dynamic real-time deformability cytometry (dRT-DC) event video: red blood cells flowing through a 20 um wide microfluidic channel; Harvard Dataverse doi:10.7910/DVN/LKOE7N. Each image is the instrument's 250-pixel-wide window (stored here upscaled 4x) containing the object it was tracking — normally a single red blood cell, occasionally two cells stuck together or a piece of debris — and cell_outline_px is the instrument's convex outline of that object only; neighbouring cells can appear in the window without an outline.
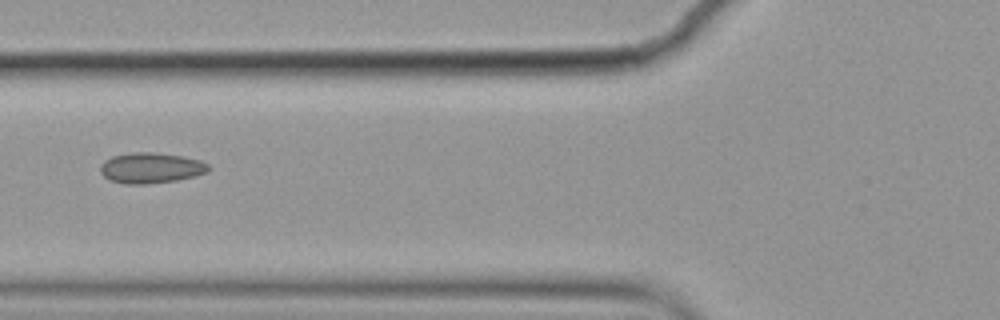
{"species": "common noctule bat (a hibernating species)", "species_latin": "Nyctalus noctula", "temperature_condition": "cold", "stored_images_in_passage": 6, "camera_frame_rate_fps": 3000, "um_per_image_px": 0.085, "animal": {"sex": "female", "body_mass_g": 19.9}, "frame": {"image": 1, "passage_image": 2, "time_ms": 0.333, "image_size_px": [1000, 320], "cell_outline_px": [[212, 168], [208, 172], [196, 176], [176, 180], [148, 184], [124, 184], [108, 180], [100, 172], [100, 164], [104, 160], [112, 156], [136, 152], [152, 152], [184, 156], [200, 160], [208, 164]], "centroid_in_image_um": [12.84, 14.28], "position_along_channel_um": 113.0, "area_um2": 19.54}}
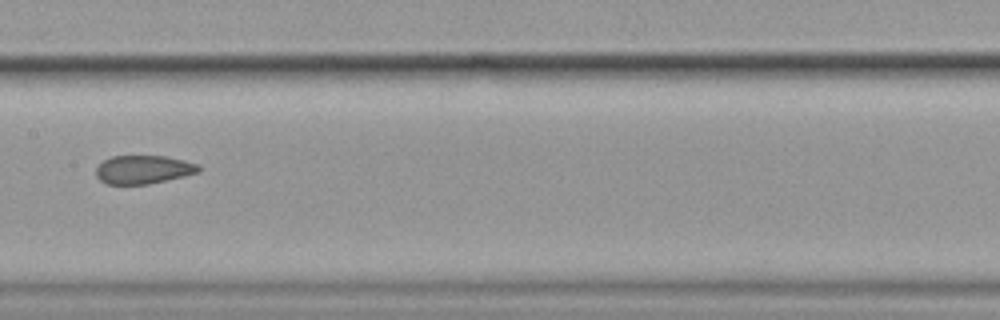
{"frame": {"image": 2, "passage_image": 4, "time_ms": 1.0, "image_size_px": [1000, 320], "cell_outline_px": [[200, 172], [184, 176], [148, 184], [108, 184], [100, 180], [96, 176], [96, 168], [104, 160], [112, 156], [164, 156], [184, 160], [200, 164]], "centroid_in_image_um": [12.21, 14.41], "position_along_channel_um": 195.2, "area_um2": 16.99}}
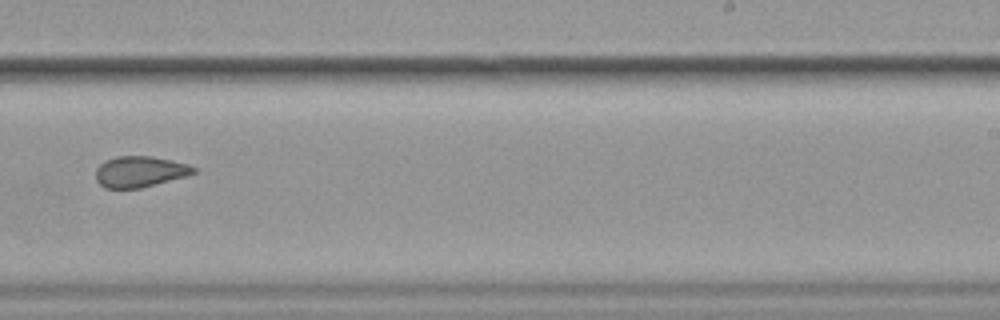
{"frame": {"image": 3, "passage_image": 6, "time_ms": 1.667, "image_size_px": [1000, 320], "cell_outline_px": [[196, 172], [188, 176], [140, 188], [108, 188], [100, 184], [96, 180], [96, 168], [100, 164], [116, 156], [148, 156], [172, 160], [188, 164], [196, 168]], "centroid_in_image_um": [11.91, 14.59], "position_along_channel_um": 277.1, "area_um2": 17.57}}